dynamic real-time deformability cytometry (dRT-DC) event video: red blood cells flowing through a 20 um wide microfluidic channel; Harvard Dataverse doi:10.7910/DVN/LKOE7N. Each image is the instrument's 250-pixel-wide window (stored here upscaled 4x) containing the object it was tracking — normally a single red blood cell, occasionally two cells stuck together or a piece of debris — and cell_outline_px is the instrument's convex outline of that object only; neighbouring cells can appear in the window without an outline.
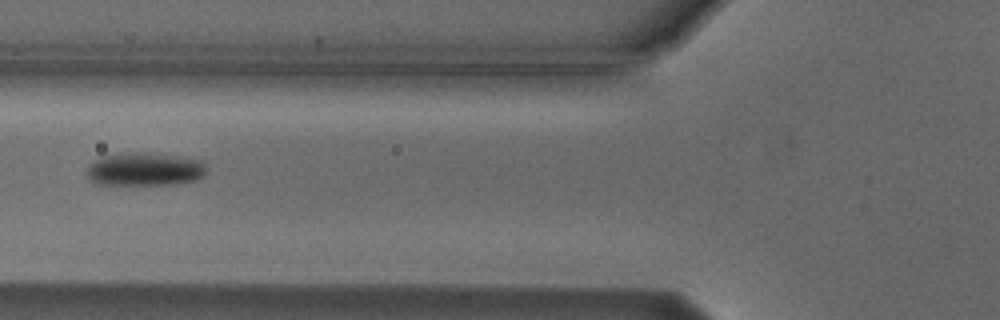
{"species": "Egyptian fruit bat (a non-hibernating species)", "species_latin": "Rousettus aegyptiacus", "temperature_condition": "cold", "stored_images_in_passage": 5, "camera_frame_rate_fps": 3000, "um_per_image_px": 0.085, "animal": {"sex": "male"}, "frame": {"image": 1, "passage_image": 2, "time_ms": 2.0, "image_size_px": [1000, 320], "cell_outline_px": [[204, 176], [196, 180], [172, 184], [100, 184], [92, 180], [88, 176], [88, 164], [104, 156], [176, 156], [200, 160], [204, 164]], "centroid_in_image_um": [12.33, 14.45], "position_along_channel_um": 113.5, "area_um2": 21.5}}
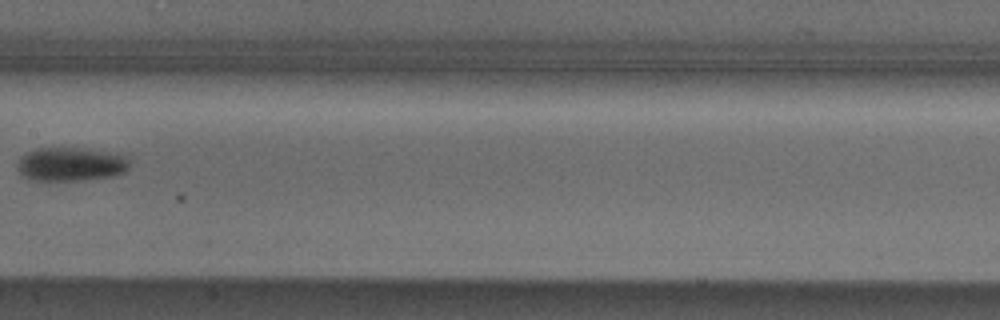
{"frame": {"image": 2, "passage_image": 4, "time_ms": 4.333, "image_size_px": [1000, 320], "cell_outline_px": [[128, 168], [124, 172], [112, 176], [76, 180], [32, 180], [24, 176], [20, 172], [20, 156], [36, 148], [84, 148], [128, 156]], "centroid_in_image_um": [6.04, 13.95], "position_along_channel_um": 201.4, "area_um2": 21.62}}
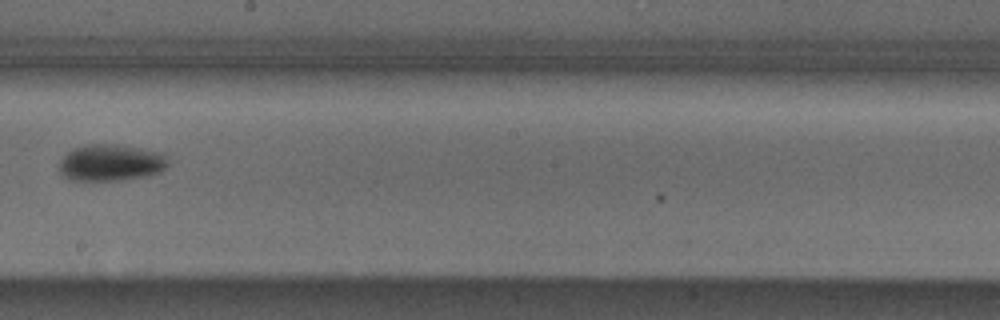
{"frame": {"image": 3, "passage_image": 5, "time_ms": 5.333, "image_size_px": [1000, 320], "cell_outline_px": [[168, 164], [160, 172], [148, 176], [120, 180], [72, 180], [64, 176], [60, 172], [60, 160], [72, 148], [88, 144], [116, 144], [160, 152], [168, 160]], "centroid_in_image_um": [9.41, 13.83], "position_along_channel_um": 238.8, "area_um2": 23.12}}